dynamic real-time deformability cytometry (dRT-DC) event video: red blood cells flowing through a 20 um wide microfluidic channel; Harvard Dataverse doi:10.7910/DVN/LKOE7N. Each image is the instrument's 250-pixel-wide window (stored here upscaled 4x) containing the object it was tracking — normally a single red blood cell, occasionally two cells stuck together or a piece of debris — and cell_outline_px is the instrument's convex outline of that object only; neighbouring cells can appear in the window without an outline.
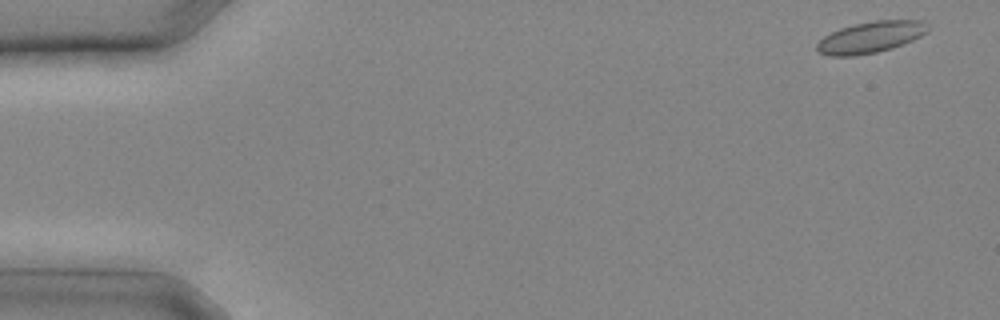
{"species": "common noctule bat (a hibernating species)", "species_latin": "Nyctalus noctula", "temperature_condition": "cold", "stored_images_in_passage": 23, "camera_frame_rate_fps": 3000, "um_per_image_px": 0.085, "animal": {"sex": "male", "body_mass_g": 20.4}, "frame": {"image": 1, "passage_image": 1, "time_ms": 0.0, "image_size_px": [1000, 320], "cell_outline_px": [[928, 32], [912, 40], [892, 48], [876, 52], [852, 56], [828, 56], [820, 52], [816, 48], [816, 44], [824, 36], [840, 28], [856, 24], [876, 20], [924, 20], [928, 28]], "centroid_in_image_um": [74.0, 3.16], "position_along_channel_um": 11.0, "area_um2": 20.11}}
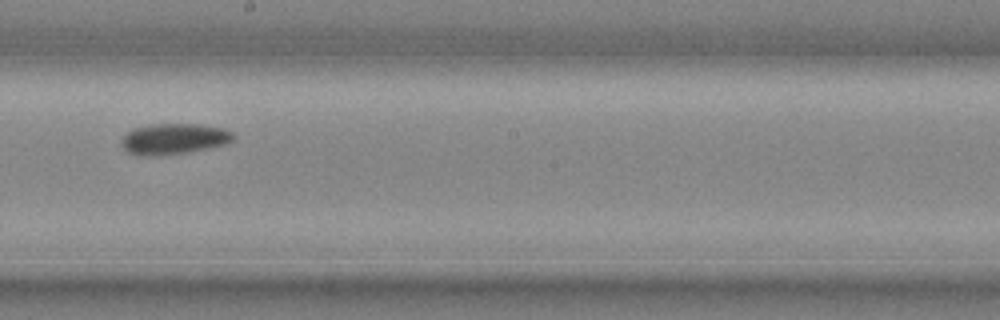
{"frame": {"image": 2, "passage_image": 15, "time_ms": 4.667, "image_size_px": [1000, 320], "cell_outline_px": [[236, 136], [232, 140], [224, 144], [184, 152], [160, 156], [140, 156], [128, 152], [120, 144], [120, 140], [132, 128], [152, 124], [200, 124], [224, 128], [232, 132]], "centroid_in_image_um": [14.74, 11.79], "position_along_channel_um": 233.5, "area_um2": 20.06}}
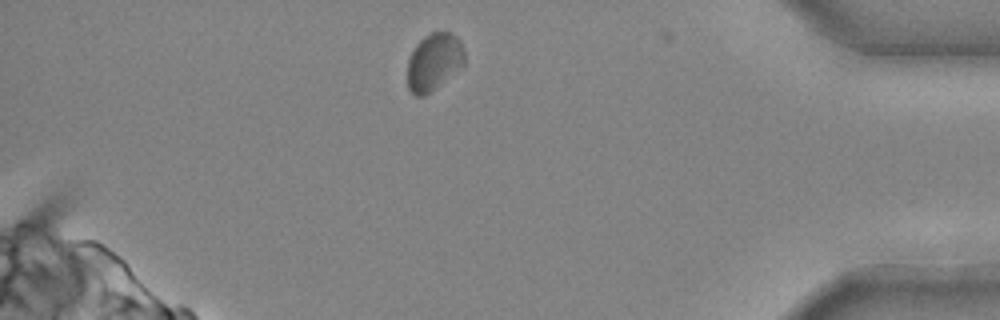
{"frame": {"image": 3, "passage_image": 23, "time_ms": 7.333, "image_size_px": [1000, 320], "cell_outline_px": [[464, 64], [424, 96], [416, 96], [408, 88], [408, 60], [416, 44], [424, 36], [432, 32], [452, 32], [460, 40], [464, 48]], "centroid_in_image_um": [36.88, 5.22], "position_along_channel_um": 398.3, "area_um2": 18.73}}